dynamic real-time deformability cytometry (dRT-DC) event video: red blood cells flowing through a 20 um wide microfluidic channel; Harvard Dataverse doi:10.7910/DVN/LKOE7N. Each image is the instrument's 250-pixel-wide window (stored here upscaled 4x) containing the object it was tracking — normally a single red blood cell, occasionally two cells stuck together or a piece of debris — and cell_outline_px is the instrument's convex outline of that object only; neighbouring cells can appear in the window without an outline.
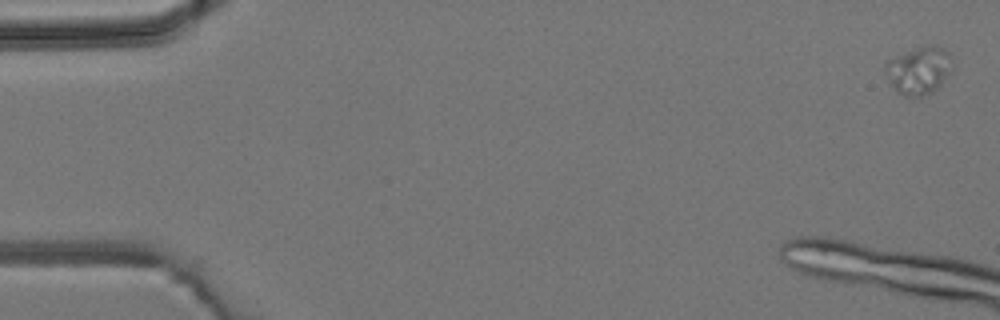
{"species": "common noctule bat (a hibernating species)", "species_latin": "Nyctalus noctula", "temperature_condition": "room temperature", "stored_images_in_passage": 4, "camera_frame_rate_fps": 3000, "um_per_image_px": 0.085, "animal": {"sex": "male", "body_mass_g": 19.2, "forearm_length_mm": 51.8}, "frame": {"image": 1, "passage_image": 1, "time_ms": 0.0, "image_size_px": [1000, 320], "cell_outline_px": [[952, 68], [940, 84], [932, 92], [920, 96], [904, 96], [896, 92], [888, 84], [884, 72], [884, 64], [888, 60], [916, 48], [944, 48], [948, 52]], "centroid_in_image_um": [78.01, 6.04], "position_along_channel_um": 7.0, "area_um2": 18.09}}